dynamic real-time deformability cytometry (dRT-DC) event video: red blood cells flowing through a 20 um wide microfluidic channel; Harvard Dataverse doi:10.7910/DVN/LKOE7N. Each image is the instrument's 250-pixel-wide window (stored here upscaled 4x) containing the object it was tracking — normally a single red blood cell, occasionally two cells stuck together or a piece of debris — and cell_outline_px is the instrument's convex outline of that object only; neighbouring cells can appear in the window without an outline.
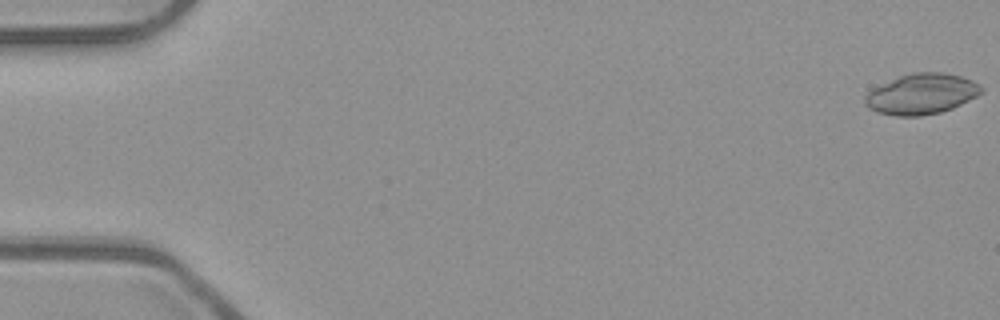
{"species": "common noctule bat (a hibernating species)", "species_latin": "Nyctalus noctula", "temperature_condition": "room temperature", "stored_images_in_passage": 15, "camera_frame_rate_fps": 3000, "um_per_image_px": 0.085, "animal": {"sex": "male", "body_mass_g": 23.1, "forearm_length_mm": 52.7}, "frame": {"image": 1, "passage_image": 1, "time_ms": 0.0, "image_size_px": [1000, 320], "cell_outline_px": [[984, 92], [952, 108], [940, 112], [920, 116], [896, 116], [876, 112], [868, 108], [864, 104], [864, 96], [872, 88], [900, 76], [912, 72], [944, 72], [960, 76], [972, 80], [980, 84], [984, 88]], "centroid_in_image_um": [78.32, 7.99], "position_along_channel_um": 6.7, "area_um2": 27.63}}
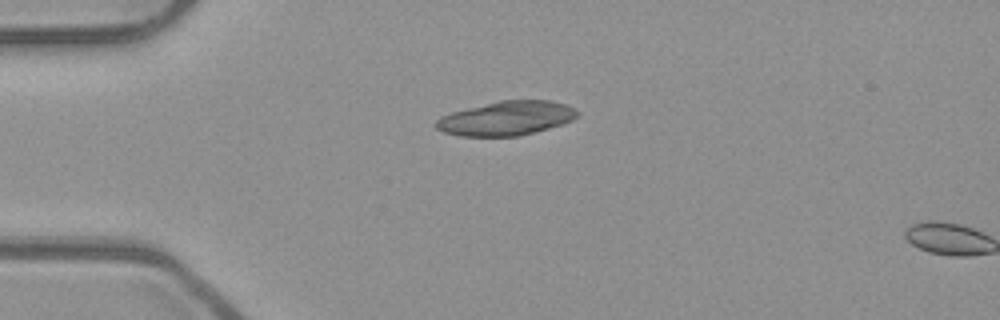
{"frame": {"image": 2, "passage_image": 14, "time_ms": 4.333, "image_size_px": [1000, 320], "cell_outline_px": [[580, 116], [564, 124], [516, 136], [460, 136], [444, 132], [436, 128], [432, 124], [440, 116], [452, 112], [500, 100], [552, 100], [564, 104], [580, 112]], "centroid_in_image_um": [43.03, 10.05], "position_along_channel_um": 42.0, "area_um2": 28.15}}